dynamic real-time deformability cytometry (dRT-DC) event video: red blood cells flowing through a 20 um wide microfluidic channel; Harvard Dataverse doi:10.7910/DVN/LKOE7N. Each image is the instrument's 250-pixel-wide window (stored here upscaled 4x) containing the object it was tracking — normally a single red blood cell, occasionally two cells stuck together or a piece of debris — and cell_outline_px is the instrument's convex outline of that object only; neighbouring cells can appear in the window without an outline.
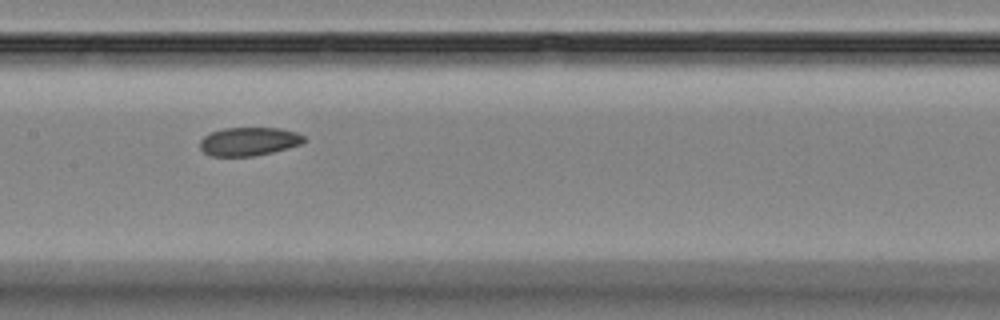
{"species": "Egyptian fruit bat (a non-hibernating species)", "species_latin": "Rousettus aegyptiacus", "temperature_condition": "room temperature", "stored_images_in_passage": 9, "camera_frame_rate_fps": 3000, "um_per_image_px": 0.085, "animal": {"sex": "female"}, "frame": {"image": 1, "passage_image": 8, "time_ms": 8.667, "image_size_px": [1000, 320], "cell_outline_px": [[304, 140], [300, 144], [288, 148], [272, 152], [252, 156], [212, 156], [204, 152], [200, 148], [200, 140], [204, 136], [212, 132], [224, 128], [280, 128], [296, 132], [304, 136]], "centroid_in_image_um": [21.14, 12.02], "position_along_channel_um": 186.3, "area_um2": 17.11}}
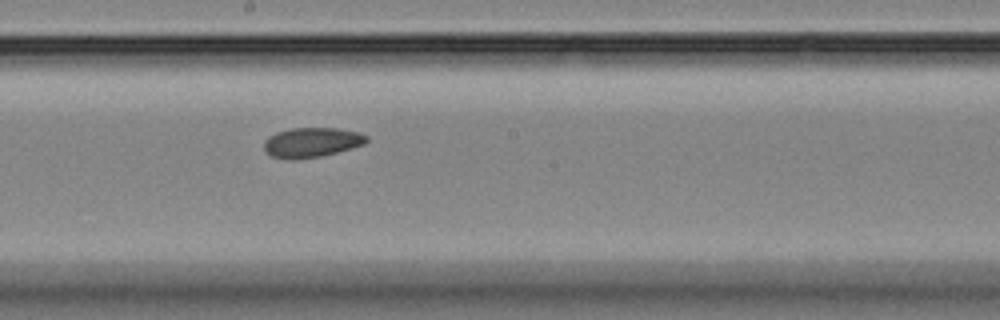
{"frame": {"image": 2, "passage_image": 9, "time_ms": 9.667, "image_size_px": [1000, 320], "cell_outline_px": [[368, 140], [364, 144], [336, 152], [320, 156], [292, 160], [288, 160], [272, 156], [264, 148], [264, 140], [268, 136], [276, 132], [292, 128], [336, 128], [356, 132], [368, 136]], "centroid_in_image_um": [26.46, 12.1], "position_along_channel_um": 221.7, "area_um2": 17.63}}